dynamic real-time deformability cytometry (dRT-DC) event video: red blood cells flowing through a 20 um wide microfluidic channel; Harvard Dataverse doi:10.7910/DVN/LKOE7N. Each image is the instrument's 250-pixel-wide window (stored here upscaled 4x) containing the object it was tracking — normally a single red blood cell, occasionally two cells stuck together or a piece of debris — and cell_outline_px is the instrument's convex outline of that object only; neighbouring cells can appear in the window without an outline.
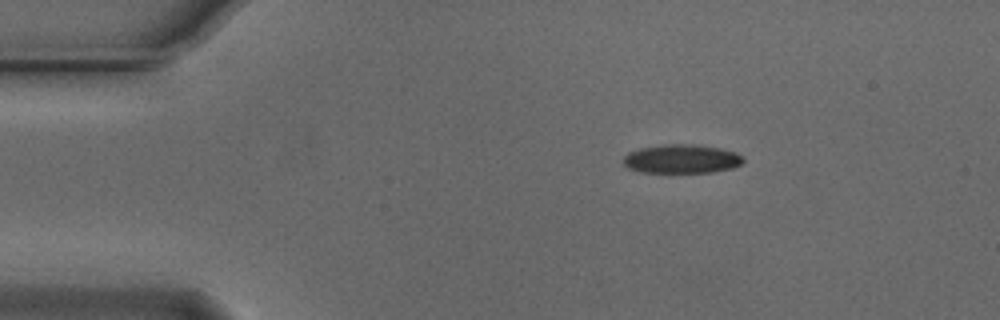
{"species": "Egyptian fruit bat (a non-hibernating species)", "species_latin": "Rousettus aegyptiacus", "temperature_condition": "cold", "stored_images_in_passage": 46, "camera_frame_rate_fps": 3000, "um_per_image_px": 0.085, "animal": {"sex": "male"}, "frame": {"image": 1, "passage_image": 1, "time_ms": 0.0, "image_size_px": [1000, 320], "cell_outline_px": [[744, 160], [740, 164], [732, 168], [712, 172], [640, 172], [628, 168], [624, 164], [624, 156], [628, 152], [640, 148], [664, 144], [692, 144], [716, 148], [736, 152]], "centroid_in_image_um": [57.9, 13.51], "position_along_channel_um": 27.1, "area_um2": 19.94}}
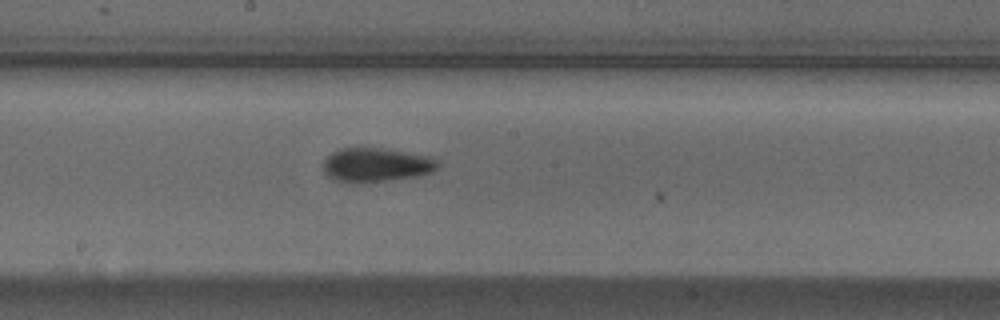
{"frame": {"image": 2, "passage_image": 21, "time_ms": 6.667, "image_size_px": [1000, 320], "cell_outline_px": [[440, 164], [432, 172], [416, 176], [364, 184], [332, 180], [324, 172], [324, 160], [332, 152], [340, 148], [376, 148], [428, 156], [436, 160]], "centroid_in_image_um": [31.92, 14.04], "position_along_channel_um": 216.3, "area_um2": 22.6}}
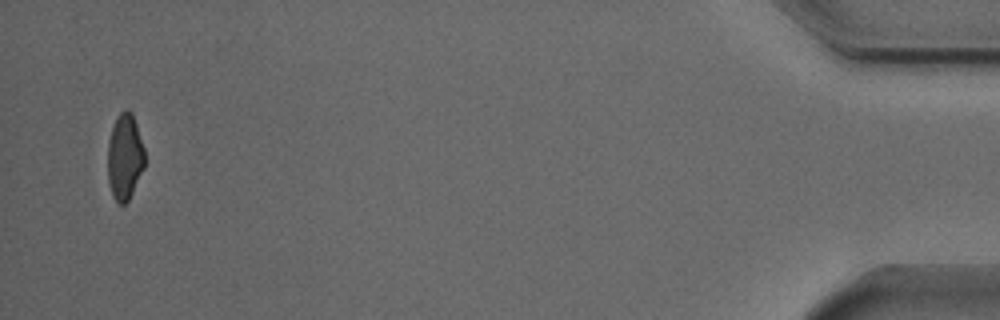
{"frame": {"image": 3, "passage_image": 45, "time_ms": 14.667, "image_size_px": [1000, 320], "cell_outline_px": [[144, 168], [128, 200], [124, 204], [120, 204], [112, 196], [108, 180], [108, 140], [112, 128], [120, 112], [124, 108], [128, 108], [132, 112], [144, 148]], "centroid_in_image_um": [10.6, 13.31], "position_along_channel_um": 424.6, "area_um2": 18.44}, "authors_computed_cell_mechanics": {"area_um2": 20.9814, "velocity_mm_per_s": 3.7359, "shape_relaxation_time_tau1_ms": 3.5067, "shape_relaxation_time_tau2_ms": 2.8505, "deformation_change_tau1": 0.1233, "deformation_change_tau2": 0.0938}}